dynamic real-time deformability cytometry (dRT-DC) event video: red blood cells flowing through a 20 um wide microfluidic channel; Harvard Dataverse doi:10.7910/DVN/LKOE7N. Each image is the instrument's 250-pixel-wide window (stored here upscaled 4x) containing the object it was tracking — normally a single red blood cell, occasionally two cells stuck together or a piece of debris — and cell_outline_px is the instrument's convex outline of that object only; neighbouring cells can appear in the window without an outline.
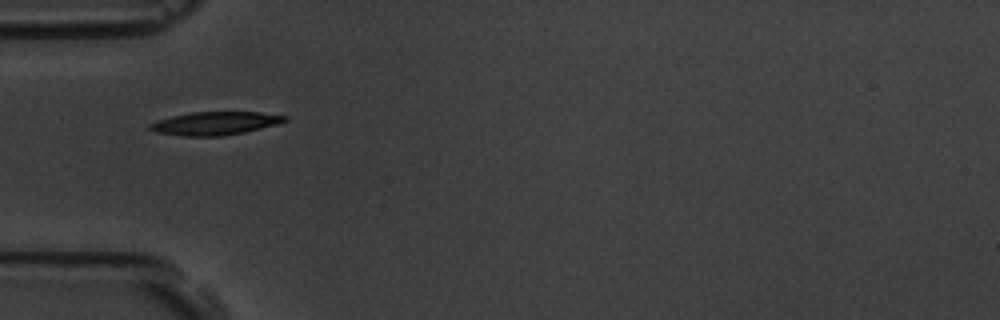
{"species": "common noctule bat (a hibernating species)", "species_latin": "Nyctalus noctula", "temperature_condition": "room temperature", "stored_images_in_passage": 5, "camera_frame_rate_fps": 3000, "um_per_image_px": 0.085, "animal": {"sex": "male", "body_mass_g": 19.5, "forearm_length_mm": 54.6}, "frame": {"image": 1, "passage_image": 1, "time_ms": 0.0, "image_size_px": [1000, 320], "cell_outline_px": [[288, 120], [276, 124], [244, 132], [220, 136], [184, 136], [156, 132], [148, 128], [148, 124], [172, 116], [192, 112], [260, 112], [288, 116]], "centroid_in_image_um": [18.28, 10.48], "position_along_channel_um": 66.7, "area_um2": 18.03}}
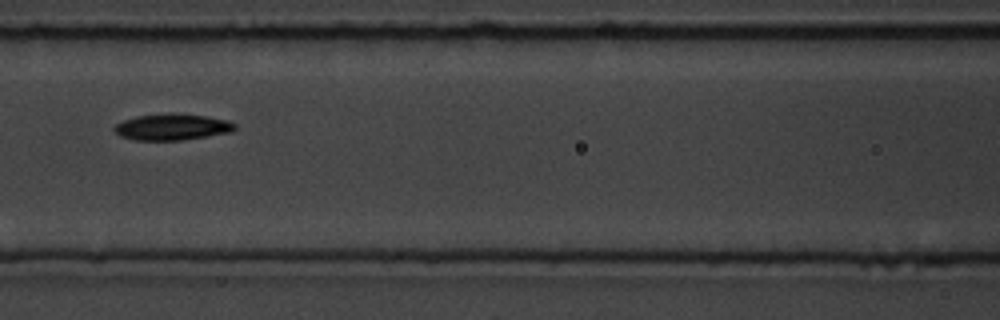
{"frame": {"image": 2, "passage_image": 3, "time_ms": 2.333, "image_size_px": [1000, 320], "cell_outline_px": [[236, 128], [232, 132], [180, 140], [136, 140], [120, 136], [112, 128], [116, 124], [124, 120], [136, 116], [168, 112], [172, 112], [208, 116], [228, 120], [236, 124]], "centroid_in_image_um": [14.64, 10.77], "position_along_channel_um": 152.0, "area_um2": 18.67}}
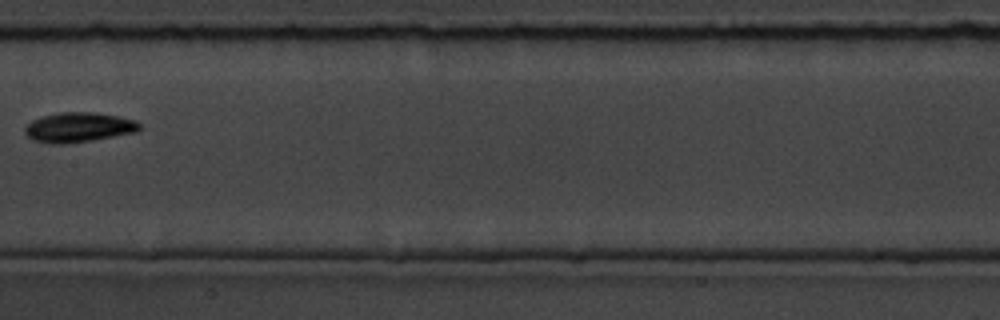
{"frame": {"image": 3, "passage_image": 4, "time_ms": 3.667, "image_size_px": [1000, 320], "cell_outline_px": [[140, 128], [136, 132], [92, 140], [64, 144], [48, 144], [32, 140], [24, 132], [24, 128], [32, 120], [40, 116], [60, 112], [92, 112], [120, 116], [136, 120], [140, 124]], "centroid_in_image_um": [6.65, 10.82], "position_along_channel_um": 200.7, "area_um2": 20.06}}